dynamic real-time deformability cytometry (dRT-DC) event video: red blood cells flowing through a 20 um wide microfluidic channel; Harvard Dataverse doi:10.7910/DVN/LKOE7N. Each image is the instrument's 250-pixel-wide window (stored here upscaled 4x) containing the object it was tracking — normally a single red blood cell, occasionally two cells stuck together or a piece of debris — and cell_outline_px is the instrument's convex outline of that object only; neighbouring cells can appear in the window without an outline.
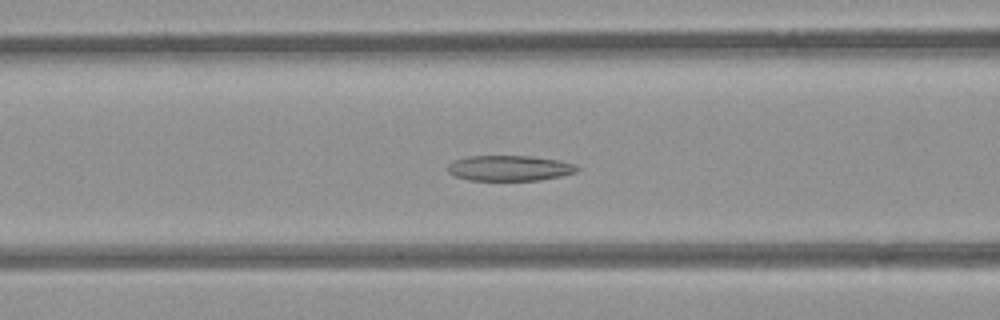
{"species": "common noctule bat (a hibernating species)", "species_latin": "Nyctalus noctula", "temperature_condition": "room temperature", "stored_images_in_passage": 53, "camera_frame_rate_fps": 3000, "um_per_image_px": 0.085, "animal": {"sex": "female", "body_mass_g": 21.9}, "frame": {"image": 1, "passage_image": 21, "time_ms": 6.667, "image_size_px": [1000, 320], "cell_outline_px": [[580, 168], [576, 172], [560, 176], [540, 180], [468, 180], [456, 176], [448, 172], [448, 164], [456, 160], [468, 156], [532, 156], [560, 160], [576, 164]], "centroid_in_image_um": [43.35, 14.29], "position_along_channel_um": 123.3, "area_um2": 19.19}}
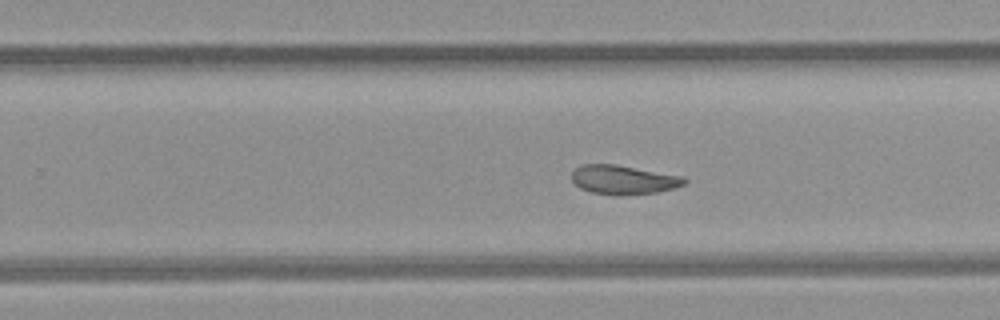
{"frame": {"image": 2, "passage_image": 33, "time_ms": 10.667, "image_size_px": [1000, 320], "cell_outline_px": [[688, 180], [684, 184], [672, 188], [656, 192], [620, 196], [592, 192], [580, 188], [572, 180], [572, 172], [580, 164], [616, 164], [684, 176]], "centroid_in_image_um": [52.99, 15.27], "position_along_channel_um": 276.8, "area_um2": 19.13}}
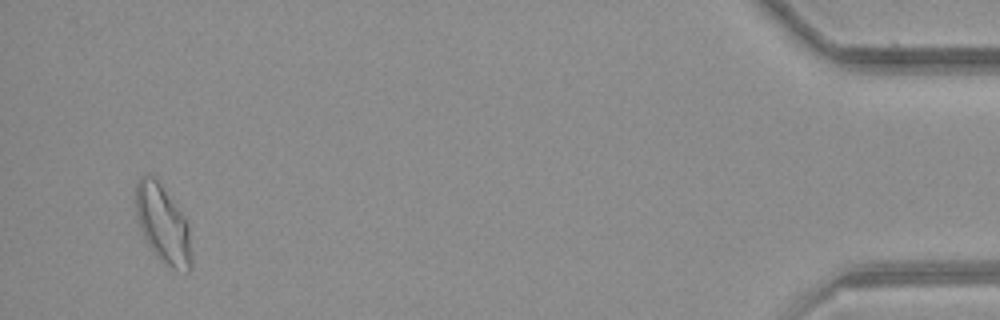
{"frame": {"image": 3, "passage_image": 51, "time_ms": 16.667, "image_size_px": [1000, 320], "cell_outline_px": [[192, 268], [188, 272], [172, 268], [164, 264], [160, 260], [148, 244], [140, 228], [136, 212], [136, 180], [140, 176], [152, 176], [160, 184], [184, 216], [188, 224], [192, 256]], "centroid_in_image_um": [13.86, 19.09], "position_along_channel_um": 421.3, "area_um2": 25.03}, "authors_computed_cell_mechanics": {"area_um2": 21.4438, "velocity_mm_per_s": 3.8428, "shape_relaxation_time_tau1_ms": null, "shape_relaxation_time_tau2_ms": 3.3338, "deformation_change_tau1": null, "deformation_change_tau2": 0.0985}}